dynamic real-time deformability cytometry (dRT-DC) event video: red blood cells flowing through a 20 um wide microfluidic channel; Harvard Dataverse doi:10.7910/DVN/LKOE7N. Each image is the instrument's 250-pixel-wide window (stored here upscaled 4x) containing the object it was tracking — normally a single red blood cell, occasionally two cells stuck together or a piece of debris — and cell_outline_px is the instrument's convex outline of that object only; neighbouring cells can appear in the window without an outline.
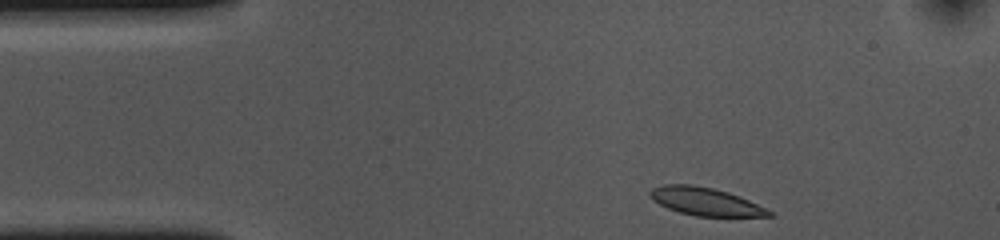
{"species": "common noctule bat (a hibernating species)", "species_latin": "Nyctalus noctula", "temperature_condition": "cold", "stored_images_in_passage": 37, "camera_frame_rate_fps": 3000, "um_per_image_px": 0.085, "animal": {"sex": "female", "body_mass_g": 10.0, "forearm_length_mm": 53.1}, "frame": {"image": 1, "passage_image": 1, "time_ms": 0.0, "image_size_px": [1000, 240], "cell_outline_px": [[776, 216], [696, 216], [680, 212], [668, 208], [652, 200], [648, 196], [648, 192], [652, 188], [664, 184], [692, 184], [712, 188], [728, 192], [740, 196], [768, 208]], "centroid_in_image_um": [59.96, 17.12], "position_along_channel_um": 25.0, "area_um2": 19.48}}
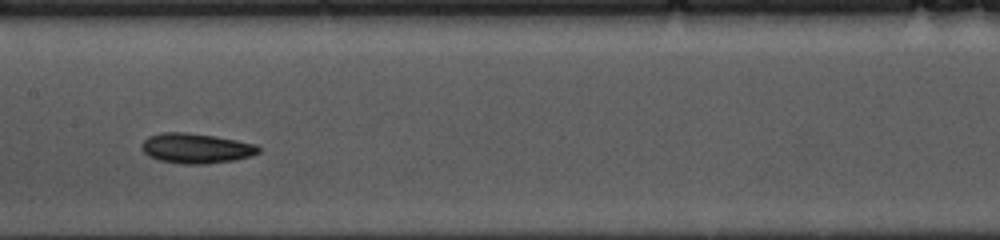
{"frame": {"image": 2, "passage_image": 19, "time_ms": 6.0, "image_size_px": [1000, 240], "cell_outline_px": [[260, 152], [252, 156], [232, 160], [204, 164], [180, 164], [160, 160], [148, 156], [140, 148], [140, 144], [148, 136], [160, 132], [184, 132], [216, 136], [256, 144], [260, 148]], "centroid_in_image_um": [16.63, 12.6], "position_along_channel_um": 190.8, "area_um2": 20.58}}
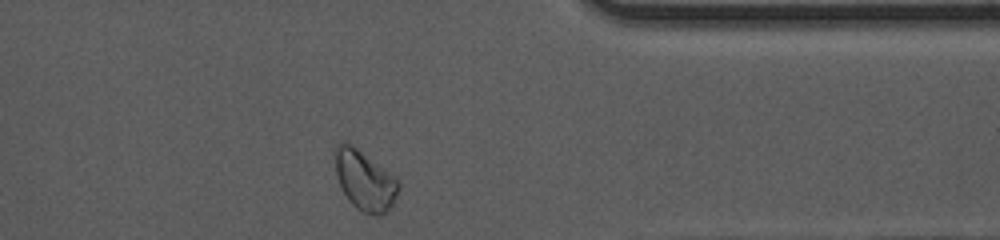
{"frame": {"image": 3, "passage_image": 36, "time_ms": 11.667, "image_size_px": [1000, 240], "cell_outline_px": [[400, 188], [392, 204], [380, 216], [376, 216], [364, 212], [356, 208], [348, 200], [340, 188], [336, 176], [332, 148], [340, 140], [344, 140], [352, 144], [392, 176], [400, 184]], "centroid_in_image_um": [30.9, 15.29], "position_along_channel_um": 380.5, "area_um2": 22.2}, "authors_computed_cell_mechanics": {"area_um2": 19.5364, "velocity_mm_per_s": 3.6117, "shape_relaxation_time_tau1_ms": 2.4583, "shape_relaxation_time_tau2_ms": 5.5076, "deformation_change_tau1": 0.0904, "deformation_change_tau2": 0.1118}}